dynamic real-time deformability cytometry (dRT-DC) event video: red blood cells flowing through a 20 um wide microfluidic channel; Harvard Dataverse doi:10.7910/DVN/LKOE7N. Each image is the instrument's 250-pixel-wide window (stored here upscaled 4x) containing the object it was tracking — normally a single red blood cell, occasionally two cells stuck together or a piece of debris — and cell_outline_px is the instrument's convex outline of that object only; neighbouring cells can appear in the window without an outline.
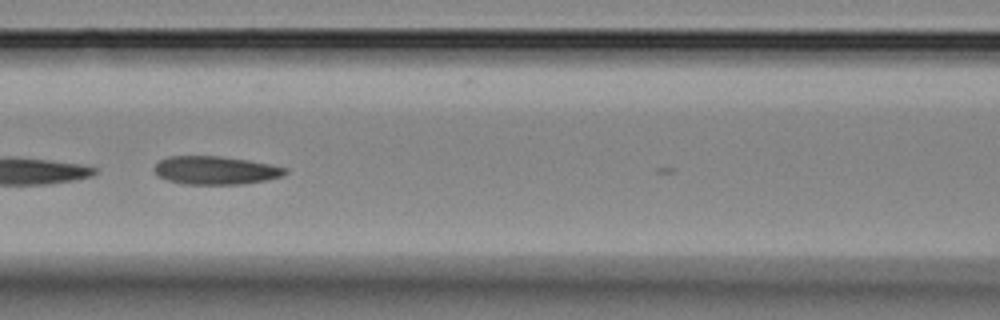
{"species": "Egyptian fruit bat (a non-hibernating species)", "species_latin": "Rousettus aegyptiacus", "temperature_condition": "room temperature", "stored_images_in_passage": 8, "camera_frame_rate_fps": 3000, "um_per_image_px": 0.085, "animal": {"sex": "female"}, "frame": {"image": 1, "passage_image": 6, "time_ms": 7.0, "image_size_px": [1000, 320], "cell_outline_px": [[288, 172], [284, 176], [244, 184], [184, 184], [168, 180], [156, 176], [152, 168], [160, 160], [168, 156], [220, 156], [248, 160], [288, 168]], "centroid_in_image_um": [18.3, 14.48], "position_along_channel_um": 148.3, "area_um2": 21.68}}
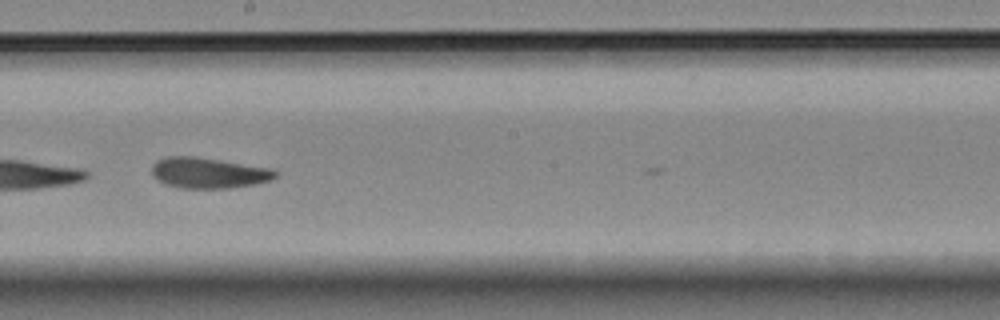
{"frame": {"image": 2, "passage_image": 8, "time_ms": 9.333, "image_size_px": [1000, 320], "cell_outline_px": [[280, 172], [272, 180], [256, 184], [228, 188], [180, 188], [164, 184], [156, 180], [152, 176], [152, 164], [156, 160], [168, 156], [196, 156], [272, 168]], "centroid_in_image_um": [17.72, 14.69], "position_along_channel_um": 230.5, "area_um2": 22.48}}